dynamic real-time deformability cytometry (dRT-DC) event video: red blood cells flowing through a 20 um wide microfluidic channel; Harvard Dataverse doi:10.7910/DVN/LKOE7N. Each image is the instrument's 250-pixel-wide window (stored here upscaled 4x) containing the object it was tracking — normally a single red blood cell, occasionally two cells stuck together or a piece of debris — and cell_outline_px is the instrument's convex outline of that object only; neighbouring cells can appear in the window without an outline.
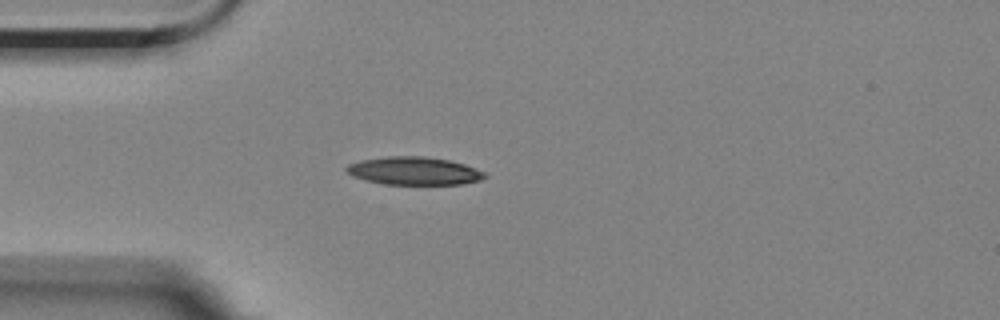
{"species": "Egyptian fruit bat (a non-hibernating species)", "species_latin": "Rousettus aegyptiacus", "temperature_condition": "room temperature", "stored_images_in_passage": 2, "camera_frame_rate_fps": 3000, "um_per_image_px": 0.085, "animal": {"sex": "female"}, "frame": {"image": 1, "passage_image": 2, "time_ms": 1.333, "image_size_px": [1000, 320], "cell_outline_px": [[488, 176], [480, 180], [460, 184], [384, 184], [364, 180], [352, 176], [344, 168], [348, 164], [360, 160], [388, 156], [424, 156], [448, 160], [464, 164], [484, 172]], "centroid_in_image_um": [35.16, 14.52], "position_along_channel_um": 49.8, "area_um2": 22.48}}